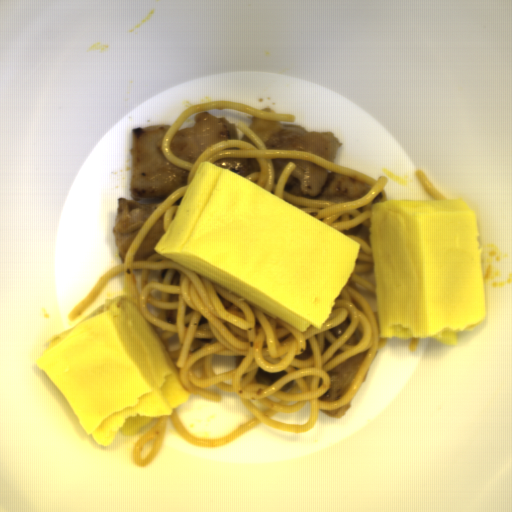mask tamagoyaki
<instances>
[{
    "label": "tamagoyaki",
    "mask_w": 512,
    "mask_h": 512,
    "mask_svg": "<svg viewBox=\"0 0 512 512\" xmlns=\"http://www.w3.org/2000/svg\"><path fill=\"white\" fill-rule=\"evenodd\" d=\"M153 250L302 333L322 329L361 243L206 160Z\"/></svg>",
    "instance_id": "81b7327e"
},
{
    "label": "tamagoyaki",
    "mask_w": 512,
    "mask_h": 512,
    "mask_svg": "<svg viewBox=\"0 0 512 512\" xmlns=\"http://www.w3.org/2000/svg\"><path fill=\"white\" fill-rule=\"evenodd\" d=\"M481 237L462 198L372 203L379 337L457 346L475 330L486 317Z\"/></svg>",
    "instance_id": "833754b4"
},
{
    "label": "tamagoyaki",
    "mask_w": 512,
    "mask_h": 512,
    "mask_svg": "<svg viewBox=\"0 0 512 512\" xmlns=\"http://www.w3.org/2000/svg\"><path fill=\"white\" fill-rule=\"evenodd\" d=\"M36 362L79 425L102 446L171 416L191 392L162 339L135 303L105 299L74 327L53 335Z\"/></svg>",
    "instance_id": "9680ed9f"
}]
</instances>
